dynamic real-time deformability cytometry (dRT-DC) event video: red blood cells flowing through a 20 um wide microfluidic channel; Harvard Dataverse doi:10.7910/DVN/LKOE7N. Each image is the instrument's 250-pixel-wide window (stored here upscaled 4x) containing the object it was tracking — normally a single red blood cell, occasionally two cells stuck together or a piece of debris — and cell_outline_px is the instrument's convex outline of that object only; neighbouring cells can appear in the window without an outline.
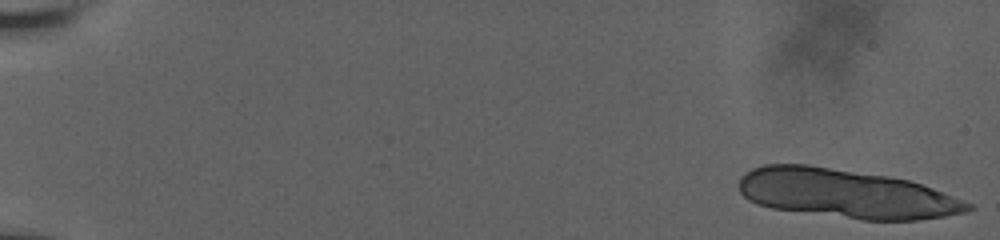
{"species": "human", "species_latin": "Homo sapiens", "temperature_condition": "room temperature", "stored_images_in_passage": 17, "camera_frame_rate_fps": 3000, "um_per_image_px": 0.085, "donor": {"sex": "male"}, "frame": {"image": 1, "passage_image": 1, "time_ms": 0.0, "image_size_px": [1000, 240], "cell_outline_px": [[976, 208], [968, 212], [944, 216], [916, 220], [864, 220], [772, 208], [756, 204], [748, 200], [740, 192], [740, 180], [752, 168], [764, 164], [808, 164], [888, 176], [908, 180], [932, 188], [972, 204]], "centroid_in_image_um": [71.91, 16.46], "position_along_channel_um": 13.1, "area_um2": 64.97}}